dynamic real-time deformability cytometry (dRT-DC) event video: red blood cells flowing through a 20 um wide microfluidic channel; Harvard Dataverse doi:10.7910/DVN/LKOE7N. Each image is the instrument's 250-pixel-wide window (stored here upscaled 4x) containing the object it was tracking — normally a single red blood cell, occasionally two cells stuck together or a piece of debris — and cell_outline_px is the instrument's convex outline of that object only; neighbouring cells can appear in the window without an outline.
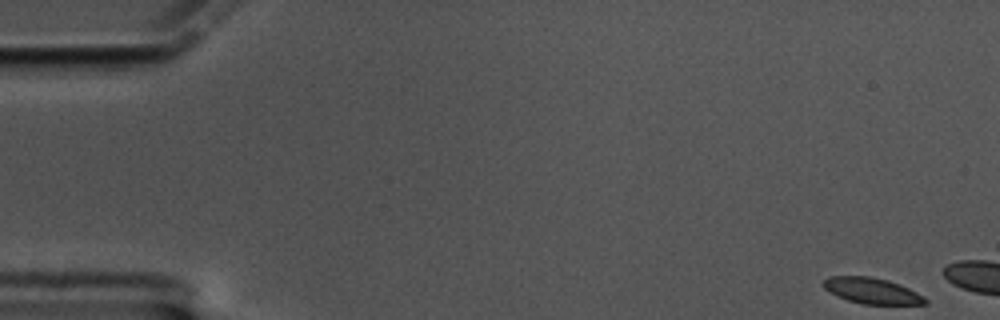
{"species": "common noctule bat (a hibernating species)", "species_latin": "Nyctalus noctula", "temperature_condition": "cold", "stored_images_in_passage": 10, "camera_frame_rate_fps": 3000, "um_per_image_px": 0.085, "animal": {"sex": "male", "body_mass_g": 17.5, "forearm_length_mm": 52.3}, "frame": {"image": 1, "passage_image": 1, "time_ms": 0.0, "image_size_px": [1000, 320], "cell_outline_px": [[928, 304], [864, 304], [848, 300], [836, 296], [824, 288], [820, 284], [828, 276], [872, 276], [888, 280], [900, 284], [924, 296], [928, 300]], "centroid_in_image_um": [74.1, 24.7], "position_along_channel_um": 10.9, "area_um2": 15.49}}